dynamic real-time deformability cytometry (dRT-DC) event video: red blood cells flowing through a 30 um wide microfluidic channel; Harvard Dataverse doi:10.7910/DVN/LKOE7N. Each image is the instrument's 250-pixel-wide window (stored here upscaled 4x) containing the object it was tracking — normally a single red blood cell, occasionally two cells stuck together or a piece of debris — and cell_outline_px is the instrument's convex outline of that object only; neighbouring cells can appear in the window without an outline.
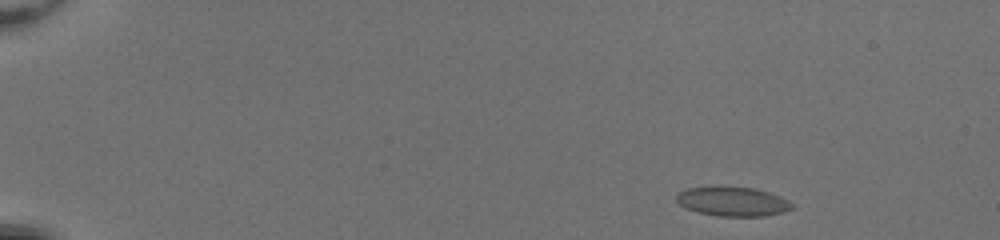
{"species": "common noctule bat (a hibernating species)", "species_latin": "Nyctalus noctula", "temperature_condition": "room temperature", "stored_images_in_passage": 48, "camera_frame_rate_fps": 3000, "um_per_image_px": 0.085, "animal": {"sex": "female", "body_mass_g": 20.0, "forearm_length_mm": 54.0}, "frame": {"image": 1, "passage_image": 2, "time_ms": 0.333, "image_size_px": [1000, 240], "cell_outline_px": [[796, 204], [792, 208], [784, 212], [764, 216], [716, 216], [696, 212], [680, 204], [676, 200], [676, 196], [680, 192], [688, 188], [712, 184], [716, 184], [756, 188], [780, 196]], "centroid_in_image_um": [62.28, 17.09], "position_along_channel_um": 22.7, "area_um2": 20.4}}
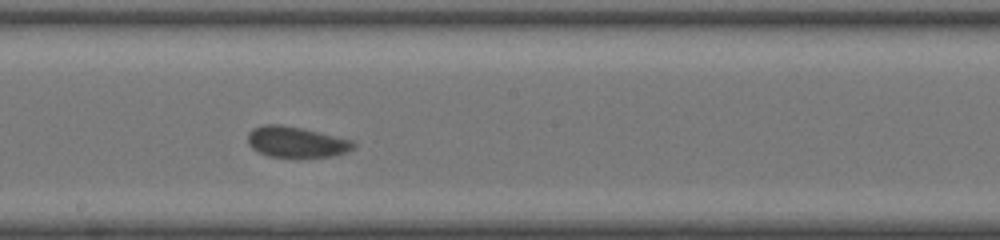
{"frame": {"image": 2, "passage_image": 27, "time_ms": 8.667, "image_size_px": [1000, 240], "cell_outline_px": [[356, 148], [348, 152], [332, 156], [268, 156], [252, 148], [248, 144], [248, 132], [252, 128], [264, 124], [280, 124], [300, 128], [352, 140], [356, 144]], "centroid_in_image_um": [25.18, 12.06], "position_along_channel_um": 223.0, "area_um2": 18.73}}
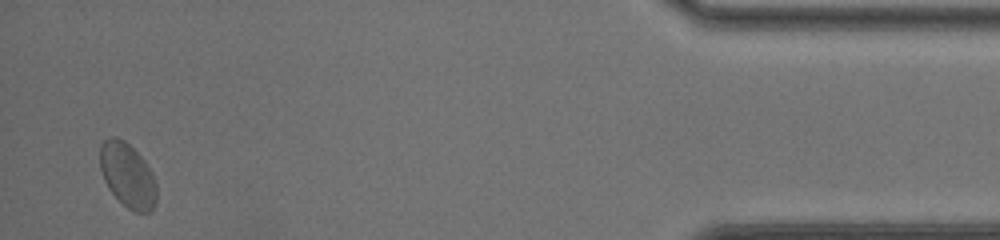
{"frame": {"image": 3, "passage_image": 47, "time_ms": 15.333, "image_size_px": [1000, 240], "cell_outline_px": [[156, 204], [148, 212], [136, 212], [128, 208], [108, 188], [104, 180], [100, 168], [100, 144], [108, 136], [116, 136], [124, 140], [144, 160], [152, 172], [156, 184]], "centroid_in_image_um": [10.83, 14.87], "position_along_channel_um": 424.4, "area_um2": 21.15}, "authors_computed_cell_mechanics": {"area_um2": 18.9873, "velocity_mm_per_s": 4.0011, "shape_relaxation_time_tau1_ms": 2.1792, "shape_relaxation_time_tau2_ms": 1.2544, "deformation_change_tau1": 0.0742, "deformation_change_tau2": 0.0443}}